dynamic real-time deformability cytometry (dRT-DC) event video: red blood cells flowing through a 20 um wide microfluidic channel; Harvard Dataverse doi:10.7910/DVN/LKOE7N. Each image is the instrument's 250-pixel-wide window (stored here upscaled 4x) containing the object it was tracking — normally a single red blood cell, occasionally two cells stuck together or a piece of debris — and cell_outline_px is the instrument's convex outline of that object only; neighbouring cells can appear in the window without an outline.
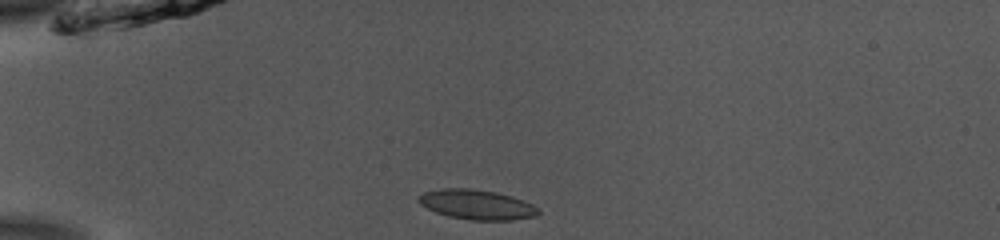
{"species": "common noctule bat (a hibernating species)", "species_latin": "Nyctalus noctula", "temperature_condition": "room temperature", "stored_images_in_passage": 39, "camera_frame_rate_fps": 3000, "um_per_image_px": 0.085, "animal": {"sex": "male", "body_mass_g": 13.0, "forearm_length_mm": 53.1}, "frame": {"image": 1, "passage_image": 1, "time_ms": 0.0, "image_size_px": [1000, 240], "cell_outline_px": [[540, 212], [536, 216], [512, 220], [472, 220], [448, 216], [436, 212], [420, 204], [416, 200], [424, 192], [440, 188], [468, 188], [496, 192], [512, 196], [532, 204], [540, 208]], "centroid_in_image_um": [40.54, 17.39], "position_along_channel_um": 44.5, "area_um2": 20.81}}
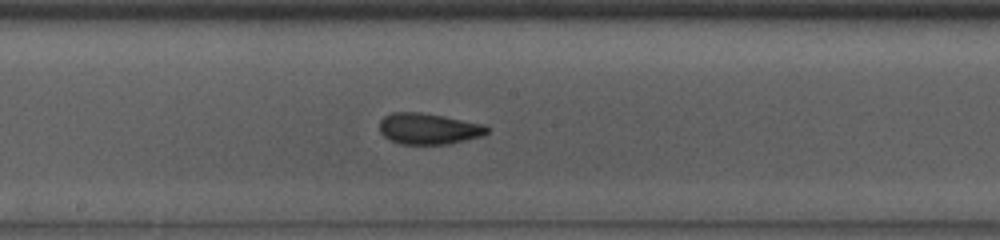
{"frame": {"image": 2, "passage_image": 16, "time_ms": 5.0, "image_size_px": [1000, 240], "cell_outline_px": [[492, 128], [484, 136], [448, 144], [400, 144], [384, 136], [380, 132], [380, 120], [384, 116], [392, 112], [420, 112], [444, 116], [484, 124]], "centroid_in_image_um": [36.47, 10.94], "position_along_channel_um": 211.7, "area_um2": 19.65}}
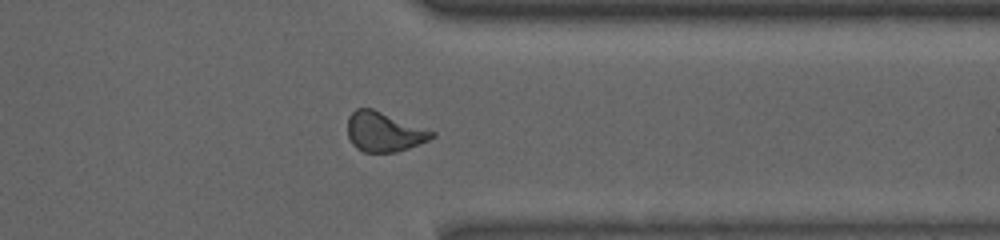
{"frame": {"image": 3, "passage_image": 29, "time_ms": 9.333, "image_size_px": [1000, 240], "cell_outline_px": [[436, 136], [420, 144], [396, 152], [364, 152], [356, 148], [352, 144], [348, 136], [348, 116], [356, 108], [372, 108], [436, 132]], "centroid_in_image_um": [32.64, 11.21], "position_along_channel_um": 378.8, "area_um2": 19.48}, "authors_computed_cell_mechanics": {"area_um2": 19.8832, "velocity_mm_per_s": 3.8868, "shape_relaxation_time_tau1_ms": 4.7518, "shape_relaxation_time_tau2_ms": 1.2597, "deformation_change_tau1": 0.1163, "deformation_change_tau2": 0.0673}}